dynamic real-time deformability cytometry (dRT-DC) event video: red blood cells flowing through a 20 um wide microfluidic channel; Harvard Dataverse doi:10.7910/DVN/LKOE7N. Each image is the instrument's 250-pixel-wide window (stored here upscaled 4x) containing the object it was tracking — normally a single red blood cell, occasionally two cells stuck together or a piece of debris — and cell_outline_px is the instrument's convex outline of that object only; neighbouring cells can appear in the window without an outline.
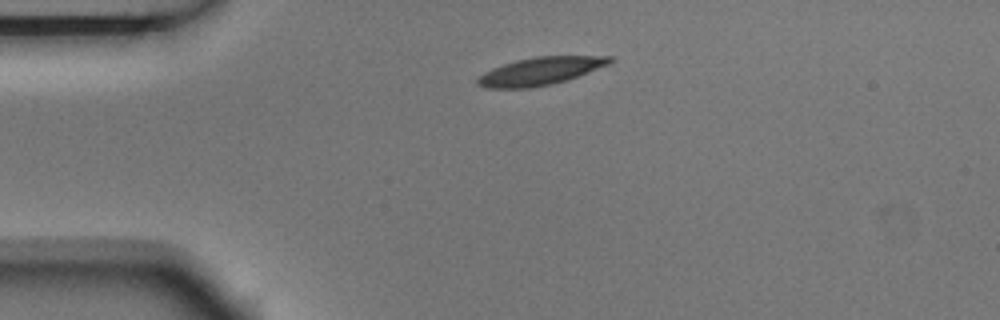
{"species": "Egyptian fruit bat (a non-hibernating species)", "species_latin": "Rousettus aegyptiacus", "temperature_condition": "room temperature", "stored_images_in_passage": 5, "camera_frame_rate_fps": 3000, "um_per_image_px": 0.085, "animal": {"sex": "male"}, "frame": {"image": 1, "passage_image": 5, "time_ms": 1.333, "image_size_px": [1000, 320], "cell_outline_px": [[616, 60], [608, 64], [568, 80], [552, 84], [528, 88], [488, 88], [476, 84], [476, 80], [484, 72], [492, 68], [516, 60], [536, 56], [616, 56]], "centroid_in_image_um": [45.95, 6.04], "position_along_channel_um": 39.0, "area_um2": 21.39}}